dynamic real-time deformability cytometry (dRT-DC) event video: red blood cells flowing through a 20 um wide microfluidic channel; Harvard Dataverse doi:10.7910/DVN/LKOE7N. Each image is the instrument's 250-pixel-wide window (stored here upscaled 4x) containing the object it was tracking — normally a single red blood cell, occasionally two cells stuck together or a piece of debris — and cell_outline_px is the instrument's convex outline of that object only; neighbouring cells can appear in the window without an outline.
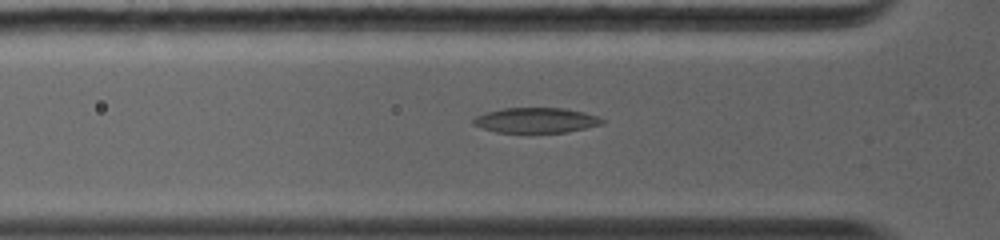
{"species": "common noctule bat (a hibernating species)", "species_latin": "Nyctalus noctula", "temperature_condition": "warm", "stored_images_in_passage": 3, "camera_frame_rate_fps": 5000, "um_per_image_px": 0.085, "animal": {"sex": "female", "body_mass_g": 19.0, "forearm_length_mm": 56.7}, "frame": {"image": 1, "passage_image": 2, "time_ms": 0.4, "image_size_px": [1000, 240], "cell_outline_px": [[604, 124], [564, 132], [496, 132], [472, 124], [472, 120], [476, 116], [484, 112], [504, 108], [564, 108], [584, 112], [596, 116], [604, 120]], "centroid_in_image_um": [45.54, 10.21], "position_along_channel_um": 80.3, "area_um2": 18.73}}